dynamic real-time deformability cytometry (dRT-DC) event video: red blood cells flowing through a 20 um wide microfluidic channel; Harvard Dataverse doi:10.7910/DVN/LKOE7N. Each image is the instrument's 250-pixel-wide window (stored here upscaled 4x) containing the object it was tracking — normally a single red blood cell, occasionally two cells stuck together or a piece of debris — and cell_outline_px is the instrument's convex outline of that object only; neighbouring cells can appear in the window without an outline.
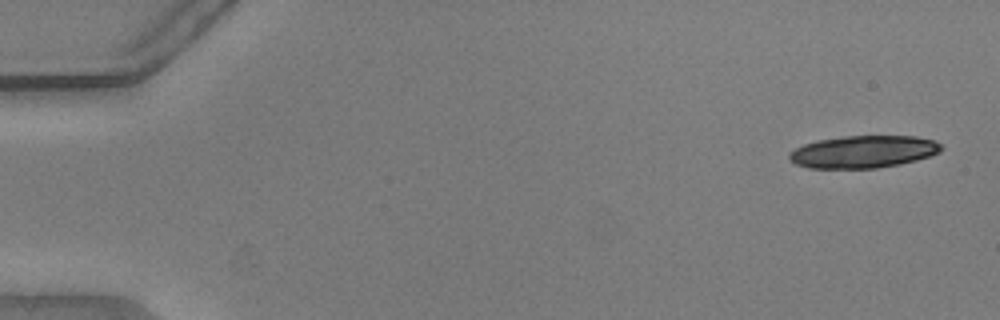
{"species": "common noctule bat (a hibernating species)", "species_latin": "Nyctalus noctula", "temperature_condition": "warm", "stored_images_in_passage": 20, "camera_frame_rate_fps": 3000, "um_per_image_px": 0.085, "animal": {"sex": "male", "body_mass_g": 20.5, "forearm_length_mm": 52.5}, "frame": {"image": 1, "passage_image": 1, "time_ms": 0.0, "image_size_px": [1000, 320], "cell_outline_px": [[944, 148], [940, 152], [916, 160], [900, 164], [876, 168], [808, 168], [796, 164], [788, 160], [788, 152], [804, 144], [820, 140], [844, 136], [916, 136], [932, 140], [940, 144]], "centroid_in_image_um": [73.36, 12.9], "position_along_channel_um": 11.6, "area_um2": 28.61}}